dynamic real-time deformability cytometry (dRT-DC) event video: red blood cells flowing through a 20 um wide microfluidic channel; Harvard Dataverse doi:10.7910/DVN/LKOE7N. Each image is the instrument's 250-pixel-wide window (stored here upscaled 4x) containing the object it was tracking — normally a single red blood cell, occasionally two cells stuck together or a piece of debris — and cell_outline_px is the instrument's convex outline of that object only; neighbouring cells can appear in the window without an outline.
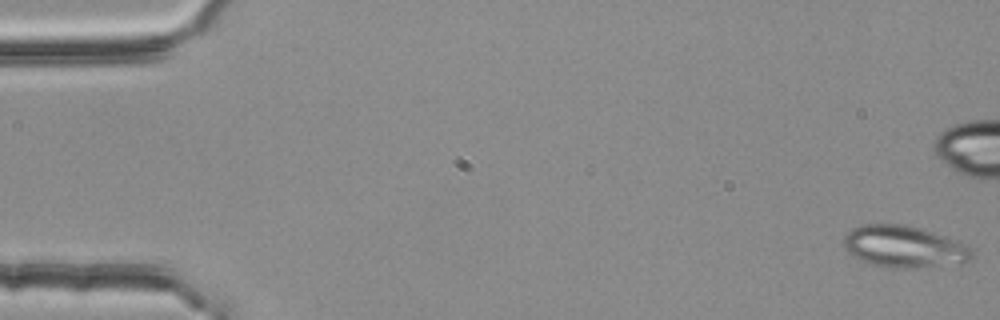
{"species": "common noctule bat (a hibernating species)", "species_latin": "Nyctalus noctula", "temperature_condition": "room temperature", "stored_images_in_passage": 56, "segment_of_instrument_passage": [1, 2], "camera_frame_rate_fps": 3000, "um_per_image_px": 0.085, "animal": {"sex": "female", "body_mass_g": 25.1}, "frame": {"image": 1, "passage_image": 1, "time_ms": 0.0, "image_size_px": [1000, 320], "cell_outline_px": [[976, 252], [972, 260], [912, 268], [892, 268], [860, 260], [852, 256], [844, 248], [844, 236], [852, 228], [860, 224], [904, 224], [920, 228], [960, 240], [968, 244]], "centroid_in_image_um": [76.87, 20.94], "position_along_channel_um": 8.1, "area_um2": 31.33}}
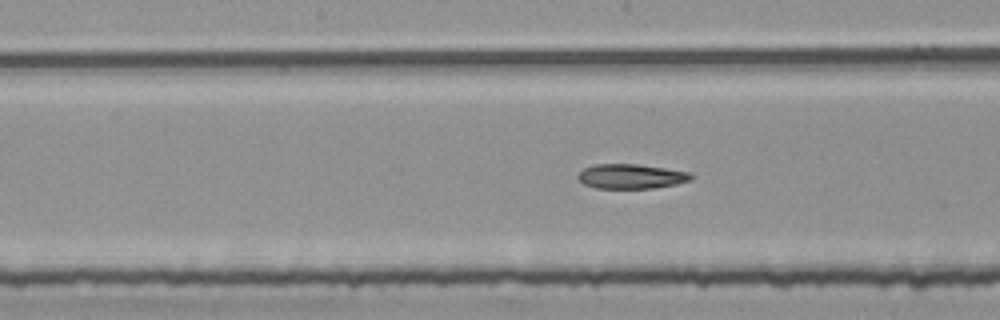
{"frame": {"image": 2, "passage_image": 28, "time_ms": 9.0, "image_size_px": [1000, 320], "cell_outline_px": [[696, 176], [692, 180], [676, 184], [652, 188], [596, 188], [584, 184], [576, 176], [584, 168], [592, 164], [636, 164], [664, 168], [688, 172]], "centroid_in_image_um": [53.65, 14.99], "position_along_channel_um": 194.6, "area_um2": 16.24}}
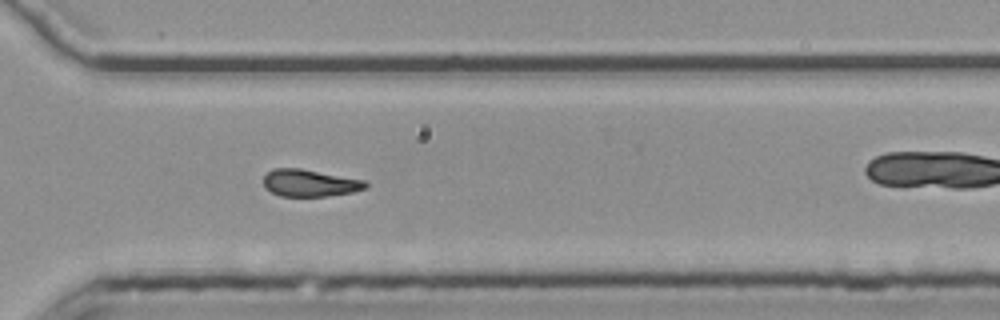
{"frame": {"image": 3, "passage_image": 40, "time_ms": 13.0, "image_size_px": [1000, 320], "cell_outline_px": [[368, 188], [352, 192], [328, 196], [280, 196], [264, 188], [264, 176], [272, 168], [300, 168], [364, 180], [368, 184]], "centroid_in_image_um": [26.32, 15.55], "position_along_channel_um": 344.3, "area_um2": 16.13}}